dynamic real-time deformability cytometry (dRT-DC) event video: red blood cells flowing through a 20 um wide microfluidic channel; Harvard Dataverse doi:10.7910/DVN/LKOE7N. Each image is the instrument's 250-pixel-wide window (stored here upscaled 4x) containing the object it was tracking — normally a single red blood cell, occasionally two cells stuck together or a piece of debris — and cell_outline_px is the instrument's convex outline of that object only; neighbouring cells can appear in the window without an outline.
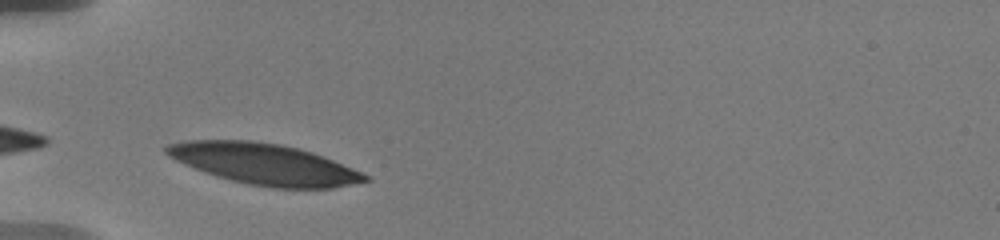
{"species": "human", "species_latin": "Homo sapiens", "temperature_condition": "warm", "stored_images_in_passage": 6, "camera_frame_rate_fps": 3000, "um_per_image_px": 0.085, "donor": {"sex": "male"}, "frame": {"image": 1, "passage_image": 1, "time_ms": 0.0, "image_size_px": [1000, 240], "cell_outline_px": [[372, 180], [332, 188], [272, 188], [248, 184], [216, 176], [204, 172], [176, 160], [168, 156], [164, 152], [164, 148], [168, 144], [184, 140], [252, 140], [280, 144], [312, 152], [352, 168], [368, 176]], "centroid_in_image_um": [22.43, 13.94], "position_along_channel_um": 62.6, "area_um2": 47.16}}
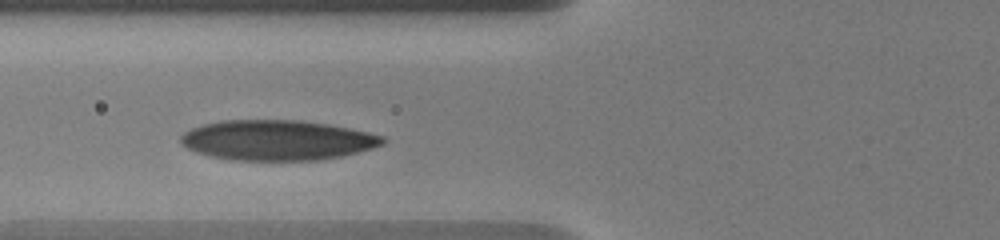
{"frame": {"image": 2, "passage_image": 5, "time_ms": 1.333, "image_size_px": [1000, 240], "cell_outline_px": [[384, 144], [372, 148], [340, 156], [320, 160], [232, 160], [212, 156], [196, 152], [188, 148], [180, 140], [180, 136], [184, 132], [192, 128], [204, 124], [220, 120], [300, 120], [328, 124], [368, 132], [384, 136]], "centroid_in_image_um": [23.56, 11.91], "position_along_channel_um": 102.2, "area_um2": 47.05}}